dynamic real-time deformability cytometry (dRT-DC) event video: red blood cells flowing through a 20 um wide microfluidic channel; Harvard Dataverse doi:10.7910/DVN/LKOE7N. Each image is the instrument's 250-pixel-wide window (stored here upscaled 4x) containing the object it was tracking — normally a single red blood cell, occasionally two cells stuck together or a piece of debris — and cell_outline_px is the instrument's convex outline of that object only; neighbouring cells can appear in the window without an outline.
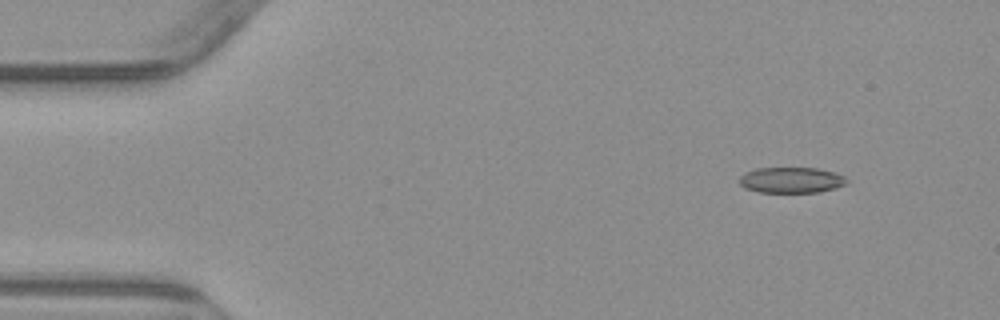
{"species": "common noctule bat (a hibernating species)", "species_latin": "Nyctalus noctula", "temperature_condition": "warm", "stored_images_in_passage": 3, "camera_frame_rate_fps": 3000, "um_per_image_px": 0.085, "animal": {"sex": "male", "body_mass_g": 23.1, "forearm_length_mm": 52.7}, "frame": {"image": 1, "passage_image": 1, "time_ms": 0.0, "image_size_px": [1000, 320], "cell_outline_px": [[848, 184], [836, 188], [820, 192], [760, 192], [744, 188], [740, 184], [740, 176], [744, 172], [756, 168], [816, 168], [836, 172], [844, 176], [848, 180]], "centroid_in_image_um": [67.29, 15.3], "position_along_channel_um": 17.7, "area_um2": 16.3}}
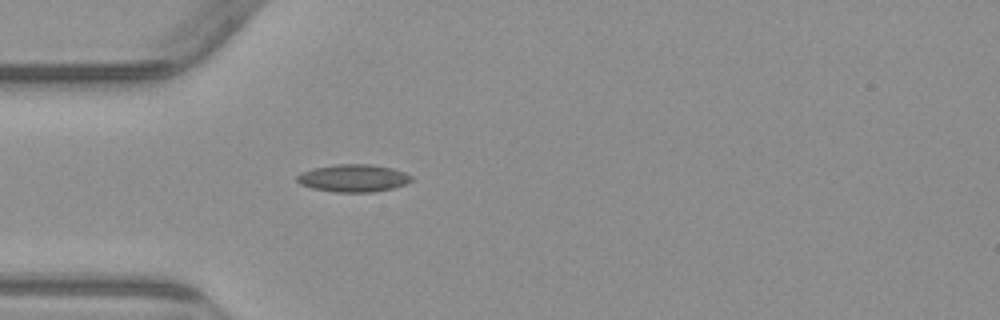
{"frame": {"image": 2, "passage_image": 3, "time_ms": 3.333, "image_size_px": [1000, 320], "cell_outline_px": [[412, 180], [404, 184], [392, 188], [372, 192], [336, 192], [312, 188], [300, 184], [296, 180], [296, 176], [300, 172], [312, 168], [336, 164], [372, 164], [392, 168], [404, 172], [412, 176]], "centroid_in_image_um": [29.99, 15.13], "position_along_channel_um": 55.0, "area_um2": 18.38}}